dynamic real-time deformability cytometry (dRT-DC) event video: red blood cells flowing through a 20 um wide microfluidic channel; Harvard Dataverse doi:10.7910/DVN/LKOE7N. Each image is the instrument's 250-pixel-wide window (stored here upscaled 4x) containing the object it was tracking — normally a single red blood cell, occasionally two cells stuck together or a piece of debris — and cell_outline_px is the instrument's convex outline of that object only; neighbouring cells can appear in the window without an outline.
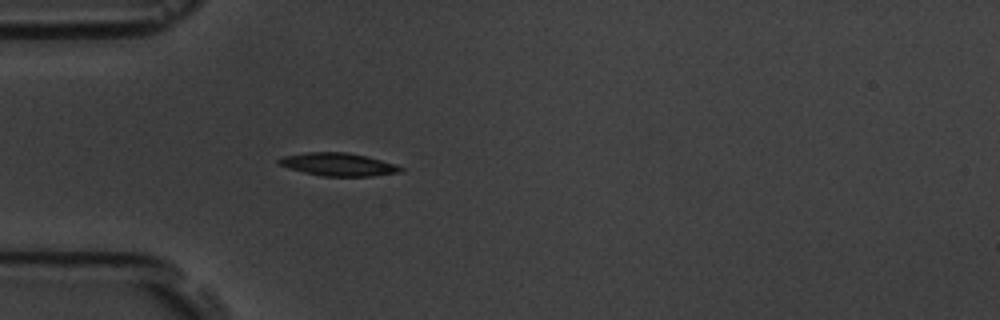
{"species": "common noctule bat (a hibernating species)", "species_latin": "Nyctalus noctula", "temperature_condition": "room temperature", "stored_images_in_passage": 1, "camera_frame_rate_fps": 3000, "um_per_image_px": 0.085, "animal": {"sex": "male", "body_mass_g": 19.5, "forearm_length_mm": 54.6}, "frame": {"image": 1, "passage_image": 1, "time_ms": 0.0, "image_size_px": [1000, 320], "cell_outline_px": [[404, 168], [400, 172], [372, 176], [320, 176], [288, 168], [280, 164], [276, 160], [284, 156], [308, 152], [344, 152], [364, 156], [396, 164]], "centroid_in_image_um": [28.74, 13.98], "position_along_channel_um": 56.3, "area_um2": 16.07}}